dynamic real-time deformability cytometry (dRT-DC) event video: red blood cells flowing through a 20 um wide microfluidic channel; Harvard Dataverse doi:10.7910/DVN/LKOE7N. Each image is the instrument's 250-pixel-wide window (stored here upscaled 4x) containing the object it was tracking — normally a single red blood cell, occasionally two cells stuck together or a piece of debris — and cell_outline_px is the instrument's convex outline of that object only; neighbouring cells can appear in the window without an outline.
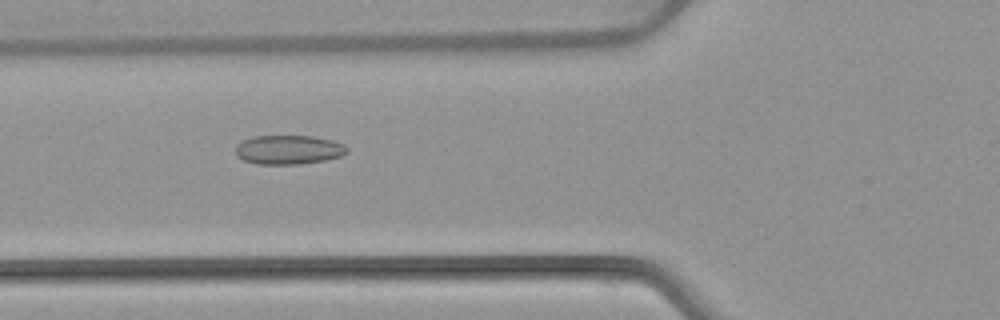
{"species": "common noctule bat (a hibernating species)", "species_latin": "Nyctalus noctula", "temperature_condition": "warm", "stored_images_in_passage": 53, "camera_frame_rate_fps": 3000, "um_per_image_px": 0.085, "animal": {"sex": "female", "body_mass_g": 22.7, "forearm_length_mm": 54.2}, "frame": {"image": 1, "passage_image": 20, "time_ms": 6.333, "image_size_px": [1000, 320], "cell_outline_px": [[348, 152], [340, 156], [324, 160], [296, 164], [256, 164], [244, 160], [236, 156], [236, 144], [240, 140], [252, 136], [312, 136], [332, 140], [344, 144], [348, 148]], "centroid_in_image_um": [24.49, 12.72], "position_along_channel_um": 101.3, "area_um2": 19.02}}
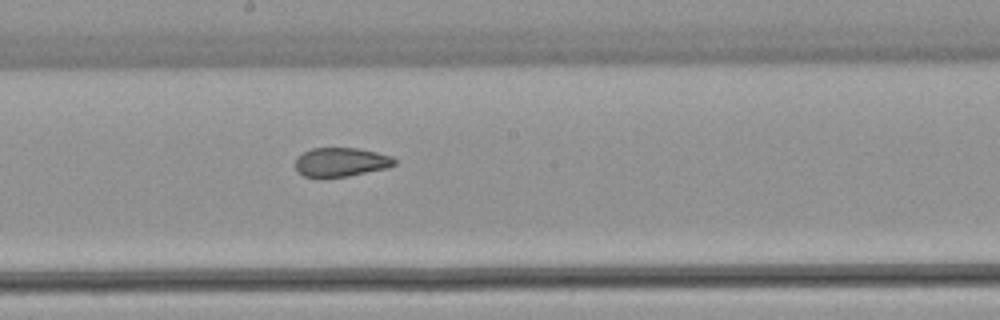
{"frame": {"image": 2, "passage_image": 29, "time_ms": 9.333, "image_size_px": [1000, 320], "cell_outline_px": [[396, 164], [388, 168], [348, 176], [320, 180], [304, 176], [296, 172], [296, 156], [312, 148], [356, 148], [376, 152], [392, 156], [396, 160]], "centroid_in_image_um": [28.94, 13.81], "position_along_channel_um": 219.3, "area_um2": 17.28}}
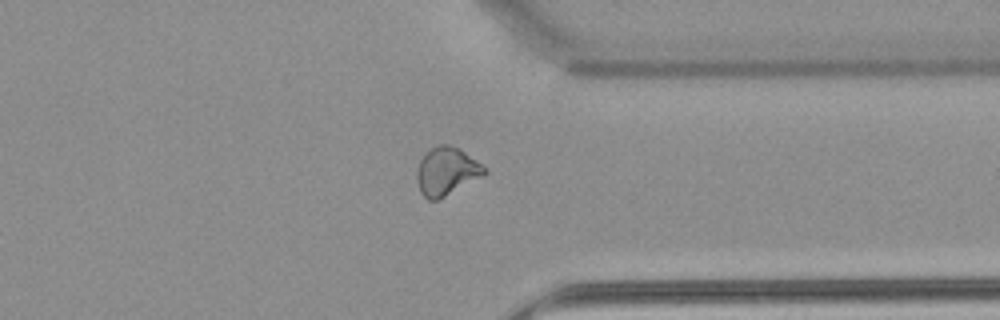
{"frame": {"image": 3, "passage_image": 41, "time_ms": 13.333, "image_size_px": [1000, 320], "cell_outline_px": [[488, 172], [484, 176], [436, 200], [428, 200], [420, 192], [416, 180], [416, 172], [420, 160], [432, 148], [440, 144], [448, 144], [464, 152], [488, 168]], "centroid_in_image_um": [37.97, 14.57], "position_along_channel_um": 373.4, "area_um2": 18.73}, "authors_computed_cell_mechanics": {"area_um2": 19.4208, "velocity_mm_per_s": 3.9243, "shape_relaxation_time_tau1_ms": null, "shape_relaxation_time_tau2_ms": 1.7491, "deformation_change_tau1": null, "deformation_change_tau2": 0.0761}}